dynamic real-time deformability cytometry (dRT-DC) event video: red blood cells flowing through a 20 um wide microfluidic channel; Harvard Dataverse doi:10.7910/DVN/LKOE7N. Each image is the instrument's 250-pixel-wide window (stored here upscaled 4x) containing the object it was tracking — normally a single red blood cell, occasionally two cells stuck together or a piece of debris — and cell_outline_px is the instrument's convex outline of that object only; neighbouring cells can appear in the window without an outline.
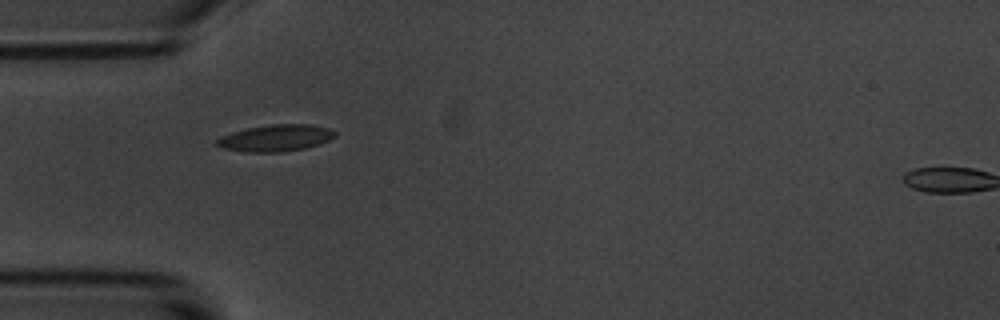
{"species": "common noctule bat (a hibernating species)", "species_latin": "Nyctalus noctula", "temperature_condition": "room temperature", "stored_images_in_passage": 2, "camera_frame_rate_fps": 3000, "um_per_image_px": 0.085, "animal": {"sex": "male", "body_mass_g": 20.1, "forearm_length_mm": 53.5}, "frame": {"image": 1, "passage_image": 1, "time_ms": 0.0, "image_size_px": [1000, 320], "cell_outline_px": [[336, 136], [320, 144], [304, 148], [280, 152], [248, 152], [220, 148], [216, 144], [216, 140], [220, 136], [232, 132], [248, 128], [272, 124], [312, 124], [328, 128], [336, 132]], "centroid_in_image_um": [23.43, 11.73], "position_along_channel_um": 61.6, "area_um2": 18.38}}